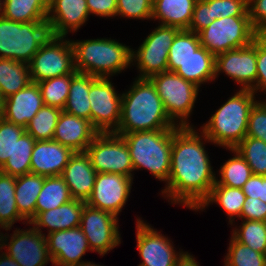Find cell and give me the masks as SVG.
<instances>
[{
	"label": "cell",
	"mask_w": 266,
	"mask_h": 266,
	"mask_svg": "<svg viewBox=\"0 0 266 266\" xmlns=\"http://www.w3.org/2000/svg\"><path fill=\"white\" fill-rule=\"evenodd\" d=\"M202 140L210 142L192 126H178L173 131L170 173L161 191L172 204L191 210H196L209 196L216 179Z\"/></svg>",
	"instance_id": "6da1fadb"
},
{
	"label": "cell",
	"mask_w": 266,
	"mask_h": 266,
	"mask_svg": "<svg viewBox=\"0 0 266 266\" xmlns=\"http://www.w3.org/2000/svg\"><path fill=\"white\" fill-rule=\"evenodd\" d=\"M130 87V90L122 93L121 118L115 134L178 127L167 115L149 78H136Z\"/></svg>",
	"instance_id": "7a4b0ae2"
},
{
	"label": "cell",
	"mask_w": 266,
	"mask_h": 266,
	"mask_svg": "<svg viewBox=\"0 0 266 266\" xmlns=\"http://www.w3.org/2000/svg\"><path fill=\"white\" fill-rule=\"evenodd\" d=\"M252 90L236 92L203 124L202 132L219 147L235 148L245 137L251 108L257 102Z\"/></svg>",
	"instance_id": "3957f363"
},
{
	"label": "cell",
	"mask_w": 266,
	"mask_h": 266,
	"mask_svg": "<svg viewBox=\"0 0 266 266\" xmlns=\"http://www.w3.org/2000/svg\"><path fill=\"white\" fill-rule=\"evenodd\" d=\"M75 69L95 77L110 78L128 68L132 49L114 39H88L72 41Z\"/></svg>",
	"instance_id": "277c9868"
},
{
	"label": "cell",
	"mask_w": 266,
	"mask_h": 266,
	"mask_svg": "<svg viewBox=\"0 0 266 266\" xmlns=\"http://www.w3.org/2000/svg\"><path fill=\"white\" fill-rule=\"evenodd\" d=\"M176 128L118 134L128 146L134 171L146 169L154 178L167 183L171 167L173 131Z\"/></svg>",
	"instance_id": "5b68a950"
},
{
	"label": "cell",
	"mask_w": 266,
	"mask_h": 266,
	"mask_svg": "<svg viewBox=\"0 0 266 266\" xmlns=\"http://www.w3.org/2000/svg\"><path fill=\"white\" fill-rule=\"evenodd\" d=\"M50 35L47 21L22 23L0 16V58L29 64Z\"/></svg>",
	"instance_id": "8992f818"
},
{
	"label": "cell",
	"mask_w": 266,
	"mask_h": 266,
	"mask_svg": "<svg viewBox=\"0 0 266 266\" xmlns=\"http://www.w3.org/2000/svg\"><path fill=\"white\" fill-rule=\"evenodd\" d=\"M149 79L154 84L169 118L177 126H193L188 123L187 119L193 111L200 88L193 82L170 71L153 75Z\"/></svg>",
	"instance_id": "52a82bcc"
},
{
	"label": "cell",
	"mask_w": 266,
	"mask_h": 266,
	"mask_svg": "<svg viewBox=\"0 0 266 266\" xmlns=\"http://www.w3.org/2000/svg\"><path fill=\"white\" fill-rule=\"evenodd\" d=\"M260 33L250 17H220L198 32L201 46L214 56L253 42Z\"/></svg>",
	"instance_id": "ba28073f"
},
{
	"label": "cell",
	"mask_w": 266,
	"mask_h": 266,
	"mask_svg": "<svg viewBox=\"0 0 266 266\" xmlns=\"http://www.w3.org/2000/svg\"><path fill=\"white\" fill-rule=\"evenodd\" d=\"M66 36L50 35L29 62L31 82L77 72L75 69L74 49Z\"/></svg>",
	"instance_id": "9c48e42d"
},
{
	"label": "cell",
	"mask_w": 266,
	"mask_h": 266,
	"mask_svg": "<svg viewBox=\"0 0 266 266\" xmlns=\"http://www.w3.org/2000/svg\"><path fill=\"white\" fill-rule=\"evenodd\" d=\"M85 152L97 173L109 172L133 178L131 156L121 135L114 132L98 133Z\"/></svg>",
	"instance_id": "30bf717a"
},
{
	"label": "cell",
	"mask_w": 266,
	"mask_h": 266,
	"mask_svg": "<svg viewBox=\"0 0 266 266\" xmlns=\"http://www.w3.org/2000/svg\"><path fill=\"white\" fill-rule=\"evenodd\" d=\"M179 28L158 25L139 46L132 49L131 61L139 69L137 78H150L153 75L168 71V53Z\"/></svg>",
	"instance_id": "8fae6325"
},
{
	"label": "cell",
	"mask_w": 266,
	"mask_h": 266,
	"mask_svg": "<svg viewBox=\"0 0 266 266\" xmlns=\"http://www.w3.org/2000/svg\"><path fill=\"white\" fill-rule=\"evenodd\" d=\"M110 78L98 77L89 90L91 124L99 133L115 132L121 118L122 95Z\"/></svg>",
	"instance_id": "7c38bea8"
},
{
	"label": "cell",
	"mask_w": 266,
	"mask_h": 266,
	"mask_svg": "<svg viewBox=\"0 0 266 266\" xmlns=\"http://www.w3.org/2000/svg\"><path fill=\"white\" fill-rule=\"evenodd\" d=\"M80 228L86 236L90 251L104 256L121 243L118 217L107 211L84 206Z\"/></svg>",
	"instance_id": "4fadbf2b"
},
{
	"label": "cell",
	"mask_w": 266,
	"mask_h": 266,
	"mask_svg": "<svg viewBox=\"0 0 266 266\" xmlns=\"http://www.w3.org/2000/svg\"><path fill=\"white\" fill-rule=\"evenodd\" d=\"M257 38L249 45L215 56V79L224 72L242 90H253L257 80Z\"/></svg>",
	"instance_id": "5bb4252c"
},
{
	"label": "cell",
	"mask_w": 266,
	"mask_h": 266,
	"mask_svg": "<svg viewBox=\"0 0 266 266\" xmlns=\"http://www.w3.org/2000/svg\"><path fill=\"white\" fill-rule=\"evenodd\" d=\"M4 235L2 234V249L6 248L5 253L20 266H45L52 262L48 253L46 236L43 232H39L34 227L27 230L16 228L8 244L9 235Z\"/></svg>",
	"instance_id": "9a60e30c"
},
{
	"label": "cell",
	"mask_w": 266,
	"mask_h": 266,
	"mask_svg": "<svg viewBox=\"0 0 266 266\" xmlns=\"http://www.w3.org/2000/svg\"><path fill=\"white\" fill-rule=\"evenodd\" d=\"M132 183L133 178L122 174L97 173L93 191L86 204L118 217L131 193Z\"/></svg>",
	"instance_id": "2e32d148"
},
{
	"label": "cell",
	"mask_w": 266,
	"mask_h": 266,
	"mask_svg": "<svg viewBox=\"0 0 266 266\" xmlns=\"http://www.w3.org/2000/svg\"><path fill=\"white\" fill-rule=\"evenodd\" d=\"M136 225V247L143 261L138 266H174L183 251L176 253L173 242L141 218Z\"/></svg>",
	"instance_id": "e0dca14e"
},
{
	"label": "cell",
	"mask_w": 266,
	"mask_h": 266,
	"mask_svg": "<svg viewBox=\"0 0 266 266\" xmlns=\"http://www.w3.org/2000/svg\"><path fill=\"white\" fill-rule=\"evenodd\" d=\"M48 253L55 266H75L90 250L86 236L80 227L51 232L45 235Z\"/></svg>",
	"instance_id": "ac0fdd59"
},
{
	"label": "cell",
	"mask_w": 266,
	"mask_h": 266,
	"mask_svg": "<svg viewBox=\"0 0 266 266\" xmlns=\"http://www.w3.org/2000/svg\"><path fill=\"white\" fill-rule=\"evenodd\" d=\"M89 16L87 0H48L47 23L53 36L77 31Z\"/></svg>",
	"instance_id": "d6986e66"
},
{
	"label": "cell",
	"mask_w": 266,
	"mask_h": 266,
	"mask_svg": "<svg viewBox=\"0 0 266 266\" xmlns=\"http://www.w3.org/2000/svg\"><path fill=\"white\" fill-rule=\"evenodd\" d=\"M98 133L91 121L62 110L53 140L69 147L73 152H85Z\"/></svg>",
	"instance_id": "ffe728a7"
},
{
	"label": "cell",
	"mask_w": 266,
	"mask_h": 266,
	"mask_svg": "<svg viewBox=\"0 0 266 266\" xmlns=\"http://www.w3.org/2000/svg\"><path fill=\"white\" fill-rule=\"evenodd\" d=\"M74 153L55 140L36 141L31 156V173L45 177L62 175Z\"/></svg>",
	"instance_id": "44dd1931"
},
{
	"label": "cell",
	"mask_w": 266,
	"mask_h": 266,
	"mask_svg": "<svg viewBox=\"0 0 266 266\" xmlns=\"http://www.w3.org/2000/svg\"><path fill=\"white\" fill-rule=\"evenodd\" d=\"M97 172L86 152H75L65 166L62 177L72 199L86 202L93 191Z\"/></svg>",
	"instance_id": "7402d4cb"
},
{
	"label": "cell",
	"mask_w": 266,
	"mask_h": 266,
	"mask_svg": "<svg viewBox=\"0 0 266 266\" xmlns=\"http://www.w3.org/2000/svg\"><path fill=\"white\" fill-rule=\"evenodd\" d=\"M43 105L38 84L30 82L22 90L5 98L3 119L25 128Z\"/></svg>",
	"instance_id": "603a6c76"
},
{
	"label": "cell",
	"mask_w": 266,
	"mask_h": 266,
	"mask_svg": "<svg viewBox=\"0 0 266 266\" xmlns=\"http://www.w3.org/2000/svg\"><path fill=\"white\" fill-rule=\"evenodd\" d=\"M85 205L86 202L72 199L58 208L40 212L29 224L34 225L33 227L39 232H42L41 228L47 227L48 234L80 227L81 215Z\"/></svg>",
	"instance_id": "cb8c5ba5"
},
{
	"label": "cell",
	"mask_w": 266,
	"mask_h": 266,
	"mask_svg": "<svg viewBox=\"0 0 266 266\" xmlns=\"http://www.w3.org/2000/svg\"><path fill=\"white\" fill-rule=\"evenodd\" d=\"M197 0H153L152 19L160 25L188 30Z\"/></svg>",
	"instance_id": "d4e9b609"
},
{
	"label": "cell",
	"mask_w": 266,
	"mask_h": 266,
	"mask_svg": "<svg viewBox=\"0 0 266 266\" xmlns=\"http://www.w3.org/2000/svg\"><path fill=\"white\" fill-rule=\"evenodd\" d=\"M174 72L200 87L205 82L215 80V56L200 46Z\"/></svg>",
	"instance_id": "484cf974"
},
{
	"label": "cell",
	"mask_w": 266,
	"mask_h": 266,
	"mask_svg": "<svg viewBox=\"0 0 266 266\" xmlns=\"http://www.w3.org/2000/svg\"><path fill=\"white\" fill-rule=\"evenodd\" d=\"M44 176L28 173L16 177L15 200L19 214L29 224L35 218L37 197L42 190Z\"/></svg>",
	"instance_id": "4316f807"
},
{
	"label": "cell",
	"mask_w": 266,
	"mask_h": 266,
	"mask_svg": "<svg viewBox=\"0 0 266 266\" xmlns=\"http://www.w3.org/2000/svg\"><path fill=\"white\" fill-rule=\"evenodd\" d=\"M93 75L76 72L71 79L69 95L63 111L91 121L90 85L97 79Z\"/></svg>",
	"instance_id": "83f0119b"
},
{
	"label": "cell",
	"mask_w": 266,
	"mask_h": 266,
	"mask_svg": "<svg viewBox=\"0 0 266 266\" xmlns=\"http://www.w3.org/2000/svg\"><path fill=\"white\" fill-rule=\"evenodd\" d=\"M245 198L246 196L240 188L214 185L209 196L195 211L204 210L210 203H217L229 216V223L232 225L236 216L238 218L241 216Z\"/></svg>",
	"instance_id": "f1b7e54d"
},
{
	"label": "cell",
	"mask_w": 266,
	"mask_h": 266,
	"mask_svg": "<svg viewBox=\"0 0 266 266\" xmlns=\"http://www.w3.org/2000/svg\"><path fill=\"white\" fill-rule=\"evenodd\" d=\"M48 0H3L2 16L16 22L47 21Z\"/></svg>",
	"instance_id": "f546056e"
},
{
	"label": "cell",
	"mask_w": 266,
	"mask_h": 266,
	"mask_svg": "<svg viewBox=\"0 0 266 266\" xmlns=\"http://www.w3.org/2000/svg\"><path fill=\"white\" fill-rule=\"evenodd\" d=\"M30 82L28 64L0 58V93L4 98L22 90Z\"/></svg>",
	"instance_id": "4dcf8cb0"
},
{
	"label": "cell",
	"mask_w": 266,
	"mask_h": 266,
	"mask_svg": "<svg viewBox=\"0 0 266 266\" xmlns=\"http://www.w3.org/2000/svg\"><path fill=\"white\" fill-rule=\"evenodd\" d=\"M71 200L69 188L61 175L44 176V184L37 197L35 217L40 212L58 208Z\"/></svg>",
	"instance_id": "1f68e13d"
},
{
	"label": "cell",
	"mask_w": 266,
	"mask_h": 266,
	"mask_svg": "<svg viewBox=\"0 0 266 266\" xmlns=\"http://www.w3.org/2000/svg\"><path fill=\"white\" fill-rule=\"evenodd\" d=\"M36 140L25 132L14 144L13 155L0 168V172L13 177L31 173V156Z\"/></svg>",
	"instance_id": "d6a6232c"
},
{
	"label": "cell",
	"mask_w": 266,
	"mask_h": 266,
	"mask_svg": "<svg viewBox=\"0 0 266 266\" xmlns=\"http://www.w3.org/2000/svg\"><path fill=\"white\" fill-rule=\"evenodd\" d=\"M16 177L0 172V228L10 230L16 221L25 220L15 200Z\"/></svg>",
	"instance_id": "836d02e7"
},
{
	"label": "cell",
	"mask_w": 266,
	"mask_h": 266,
	"mask_svg": "<svg viewBox=\"0 0 266 266\" xmlns=\"http://www.w3.org/2000/svg\"><path fill=\"white\" fill-rule=\"evenodd\" d=\"M234 157L228 159L219 170V178L216 177L214 185H223L242 189L244 184L253 175L250 166L234 148H229Z\"/></svg>",
	"instance_id": "e575fe53"
},
{
	"label": "cell",
	"mask_w": 266,
	"mask_h": 266,
	"mask_svg": "<svg viewBox=\"0 0 266 266\" xmlns=\"http://www.w3.org/2000/svg\"><path fill=\"white\" fill-rule=\"evenodd\" d=\"M61 112L62 109L60 108L43 105L27 124L25 131L36 141L53 140L56 124Z\"/></svg>",
	"instance_id": "d590c367"
},
{
	"label": "cell",
	"mask_w": 266,
	"mask_h": 266,
	"mask_svg": "<svg viewBox=\"0 0 266 266\" xmlns=\"http://www.w3.org/2000/svg\"><path fill=\"white\" fill-rule=\"evenodd\" d=\"M201 46L198 33L180 30L169 49L168 71L174 72Z\"/></svg>",
	"instance_id": "8d00e7d4"
},
{
	"label": "cell",
	"mask_w": 266,
	"mask_h": 266,
	"mask_svg": "<svg viewBox=\"0 0 266 266\" xmlns=\"http://www.w3.org/2000/svg\"><path fill=\"white\" fill-rule=\"evenodd\" d=\"M75 73L72 72L68 75L45 79L37 83L44 105L63 110L69 95L71 79Z\"/></svg>",
	"instance_id": "74e56055"
},
{
	"label": "cell",
	"mask_w": 266,
	"mask_h": 266,
	"mask_svg": "<svg viewBox=\"0 0 266 266\" xmlns=\"http://www.w3.org/2000/svg\"><path fill=\"white\" fill-rule=\"evenodd\" d=\"M254 175L266 176V142L246 136L235 148Z\"/></svg>",
	"instance_id": "f35d334b"
},
{
	"label": "cell",
	"mask_w": 266,
	"mask_h": 266,
	"mask_svg": "<svg viewBox=\"0 0 266 266\" xmlns=\"http://www.w3.org/2000/svg\"><path fill=\"white\" fill-rule=\"evenodd\" d=\"M242 225L235 228L232 236L254 251L266 254V222L242 220Z\"/></svg>",
	"instance_id": "ab89813d"
},
{
	"label": "cell",
	"mask_w": 266,
	"mask_h": 266,
	"mask_svg": "<svg viewBox=\"0 0 266 266\" xmlns=\"http://www.w3.org/2000/svg\"><path fill=\"white\" fill-rule=\"evenodd\" d=\"M224 264V266H266V254L254 251L232 236Z\"/></svg>",
	"instance_id": "60d3db41"
},
{
	"label": "cell",
	"mask_w": 266,
	"mask_h": 266,
	"mask_svg": "<svg viewBox=\"0 0 266 266\" xmlns=\"http://www.w3.org/2000/svg\"><path fill=\"white\" fill-rule=\"evenodd\" d=\"M25 132L20 125L0 120V168L13 155L14 144Z\"/></svg>",
	"instance_id": "b9f144b4"
},
{
	"label": "cell",
	"mask_w": 266,
	"mask_h": 266,
	"mask_svg": "<svg viewBox=\"0 0 266 266\" xmlns=\"http://www.w3.org/2000/svg\"><path fill=\"white\" fill-rule=\"evenodd\" d=\"M153 0H117L116 16L152 19Z\"/></svg>",
	"instance_id": "7bdbcfd3"
},
{
	"label": "cell",
	"mask_w": 266,
	"mask_h": 266,
	"mask_svg": "<svg viewBox=\"0 0 266 266\" xmlns=\"http://www.w3.org/2000/svg\"><path fill=\"white\" fill-rule=\"evenodd\" d=\"M246 136L266 142V102L257 101L251 108Z\"/></svg>",
	"instance_id": "ee69618b"
},
{
	"label": "cell",
	"mask_w": 266,
	"mask_h": 266,
	"mask_svg": "<svg viewBox=\"0 0 266 266\" xmlns=\"http://www.w3.org/2000/svg\"><path fill=\"white\" fill-rule=\"evenodd\" d=\"M215 19L220 17H249L247 0H212Z\"/></svg>",
	"instance_id": "f6af8a7d"
},
{
	"label": "cell",
	"mask_w": 266,
	"mask_h": 266,
	"mask_svg": "<svg viewBox=\"0 0 266 266\" xmlns=\"http://www.w3.org/2000/svg\"><path fill=\"white\" fill-rule=\"evenodd\" d=\"M214 20L215 17H213L212 12V0H197L188 31L198 33L209 26Z\"/></svg>",
	"instance_id": "bcb514c9"
},
{
	"label": "cell",
	"mask_w": 266,
	"mask_h": 266,
	"mask_svg": "<svg viewBox=\"0 0 266 266\" xmlns=\"http://www.w3.org/2000/svg\"><path fill=\"white\" fill-rule=\"evenodd\" d=\"M257 80L252 90L255 94L259 90L266 92V34L257 37Z\"/></svg>",
	"instance_id": "7dc6e473"
},
{
	"label": "cell",
	"mask_w": 266,
	"mask_h": 266,
	"mask_svg": "<svg viewBox=\"0 0 266 266\" xmlns=\"http://www.w3.org/2000/svg\"><path fill=\"white\" fill-rule=\"evenodd\" d=\"M248 14L253 27L266 34V0H247Z\"/></svg>",
	"instance_id": "c3c4849f"
},
{
	"label": "cell",
	"mask_w": 266,
	"mask_h": 266,
	"mask_svg": "<svg viewBox=\"0 0 266 266\" xmlns=\"http://www.w3.org/2000/svg\"><path fill=\"white\" fill-rule=\"evenodd\" d=\"M266 222V203L259 198L246 197L240 219Z\"/></svg>",
	"instance_id": "681fc988"
},
{
	"label": "cell",
	"mask_w": 266,
	"mask_h": 266,
	"mask_svg": "<svg viewBox=\"0 0 266 266\" xmlns=\"http://www.w3.org/2000/svg\"><path fill=\"white\" fill-rule=\"evenodd\" d=\"M242 190L246 197L259 198L266 203V176L253 174Z\"/></svg>",
	"instance_id": "f907efd6"
},
{
	"label": "cell",
	"mask_w": 266,
	"mask_h": 266,
	"mask_svg": "<svg viewBox=\"0 0 266 266\" xmlns=\"http://www.w3.org/2000/svg\"><path fill=\"white\" fill-rule=\"evenodd\" d=\"M89 14L100 17H115L117 0H87Z\"/></svg>",
	"instance_id": "816d5d0a"
},
{
	"label": "cell",
	"mask_w": 266,
	"mask_h": 266,
	"mask_svg": "<svg viewBox=\"0 0 266 266\" xmlns=\"http://www.w3.org/2000/svg\"><path fill=\"white\" fill-rule=\"evenodd\" d=\"M174 266H199L195 258L188 252H183L181 256L176 260Z\"/></svg>",
	"instance_id": "f5cc1de1"
},
{
	"label": "cell",
	"mask_w": 266,
	"mask_h": 266,
	"mask_svg": "<svg viewBox=\"0 0 266 266\" xmlns=\"http://www.w3.org/2000/svg\"><path fill=\"white\" fill-rule=\"evenodd\" d=\"M0 266H20V265L7 253L3 252L0 255Z\"/></svg>",
	"instance_id": "db71d44e"
},
{
	"label": "cell",
	"mask_w": 266,
	"mask_h": 266,
	"mask_svg": "<svg viewBox=\"0 0 266 266\" xmlns=\"http://www.w3.org/2000/svg\"><path fill=\"white\" fill-rule=\"evenodd\" d=\"M5 98L0 93V120L4 117Z\"/></svg>",
	"instance_id": "11a10c76"
},
{
	"label": "cell",
	"mask_w": 266,
	"mask_h": 266,
	"mask_svg": "<svg viewBox=\"0 0 266 266\" xmlns=\"http://www.w3.org/2000/svg\"><path fill=\"white\" fill-rule=\"evenodd\" d=\"M75 266H102V265H99V264H95L93 262H88V261H85V262H81L79 263L78 265H75Z\"/></svg>",
	"instance_id": "9f6ffc18"
},
{
	"label": "cell",
	"mask_w": 266,
	"mask_h": 266,
	"mask_svg": "<svg viewBox=\"0 0 266 266\" xmlns=\"http://www.w3.org/2000/svg\"><path fill=\"white\" fill-rule=\"evenodd\" d=\"M3 0H0V16H2Z\"/></svg>",
	"instance_id": "6f0895ef"
},
{
	"label": "cell",
	"mask_w": 266,
	"mask_h": 266,
	"mask_svg": "<svg viewBox=\"0 0 266 266\" xmlns=\"http://www.w3.org/2000/svg\"><path fill=\"white\" fill-rule=\"evenodd\" d=\"M1 235H0V251L2 250V246H1V244H2V233H0Z\"/></svg>",
	"instance_id": "680465c9"
}]
</instances>
